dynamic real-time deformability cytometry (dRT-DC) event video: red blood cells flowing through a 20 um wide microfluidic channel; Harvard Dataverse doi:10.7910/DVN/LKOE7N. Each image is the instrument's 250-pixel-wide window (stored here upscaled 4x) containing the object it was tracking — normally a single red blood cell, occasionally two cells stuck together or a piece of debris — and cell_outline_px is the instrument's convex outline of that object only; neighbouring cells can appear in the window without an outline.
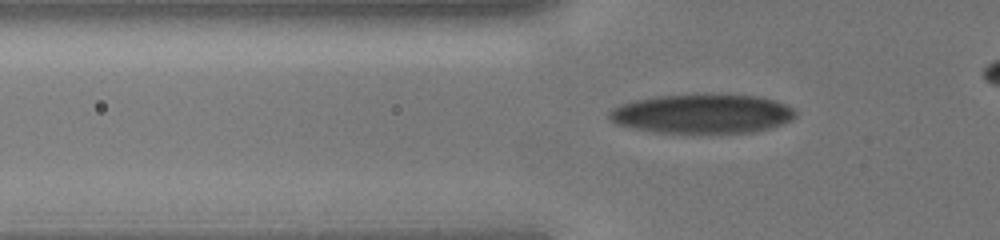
{"species": "human", "species_latin": "Homo sapiens", "temperature_condition": "cold", "stored_images_in_passage": 35, "camera_frame_rate_fps": 3000, "um_per_image_px": 0.085, "donor": {"sex": "male"}, "frame": {"image": 1, "passage_image": 10, "time_ms": 3.0, "image_size_px": [1000, 240], "cell_outline_px": [[796, 116], [792, 120], [768, 128], [752, 132], [656, 132], [632, 128], [616, 124], [608, 116], [608, 112], [612, 108], [620, 104], [632, 100], [656, 96], [704, 92], [760, 96], [776, 100], [788, 104], [796, 112]], "centroid_in_image_um": [59.69, 9.62], "position_along_channel_um": 66.1, "area_um2": 43.35}}
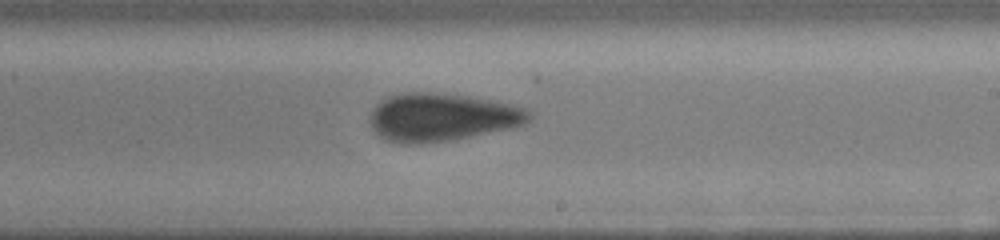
{"frame": {"image": 2, "passage_image": 22, "time_ms": 7.0, "image_size_px": [1000, 240], "cell_outline_px": [[532, 116], [524, 124], [512, 128], [448, 140], [424, 144], [404, 144], [384, 140], [372, 128], [368, 120], [368, 116], [372, 108], [380, 100], [388, 96], [404, 92], [436, 92], [468, 96], [496, 100], [532, 108]], "centroid_in_image_um": [37.56, 9.95], "position_along_channel_um": 251.4, "area_um2": 45.32}}
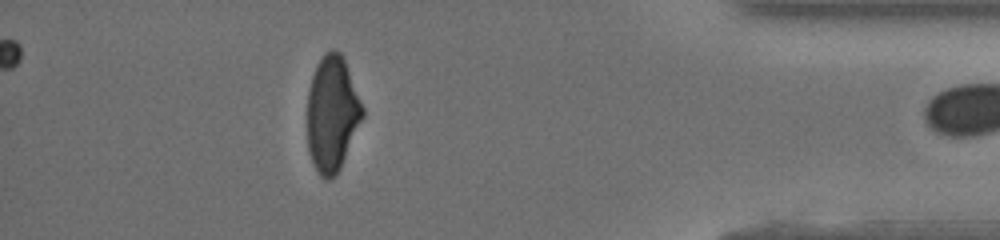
{"frame": {"image": 3, "passage_image": 34, "time_ms": 11.0, "image_size_px": [1000, 240], "cell_outline_px": [[364, 116], [340, 168], [336, 176], [328, 180], [324, 180], [320, 176], [308, 152], [308, 92], [312, 76], [316, 64], [324, 52], [332, 48], [336, 48], [340, 52], [344, 60], [364, 108]], "centroid_in_image_um": [28.23, 9.66], "position_along_channel_um": 407.0, "area_um2": 37.17}}